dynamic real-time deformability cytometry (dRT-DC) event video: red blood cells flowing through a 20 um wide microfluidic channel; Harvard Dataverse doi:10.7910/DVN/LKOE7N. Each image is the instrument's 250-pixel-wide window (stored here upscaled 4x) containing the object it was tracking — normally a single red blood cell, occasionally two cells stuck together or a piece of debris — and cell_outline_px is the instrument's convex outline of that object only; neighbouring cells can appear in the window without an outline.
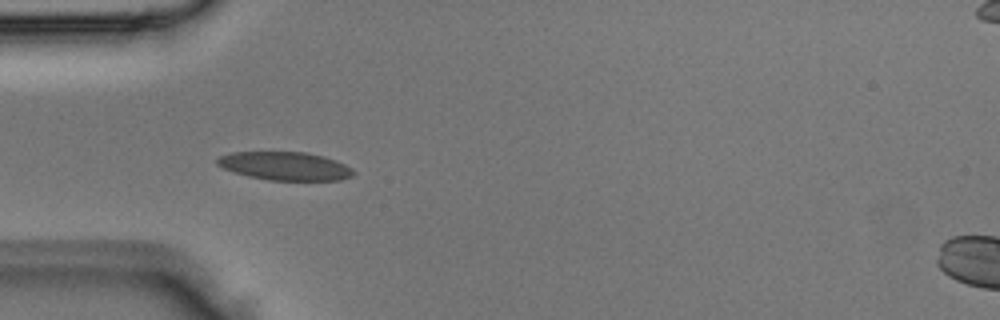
{"species": "Egyptian fruit bat (a non-hibernating species)", "species_latin": "Rousettus aegyptiacus", "temperature_condition": "room temperature", "stored_images_in_passage": 3, "camera_frame_rate_fps": 3000, "um_per_image_px": 0.085, "animal": {"sex": "male"}, "frame": {"image": 1, "passage_image": 3, "time_ms": 0.667, "image_size_px": [1000, 320], "cell_outline_px": [[356, 172], [352, 176], [340, 180], [268, 180], [248, 176], [232, 172], [216, 164], [216, 160], [220, 156], [232, 152], [304, 152], [324, 156], [336, 160], [352, 168]], "centroid_in_image_um": [24.23, 14.11], "position_along_channel_um": 60.8, "area_um2": 22.54}}